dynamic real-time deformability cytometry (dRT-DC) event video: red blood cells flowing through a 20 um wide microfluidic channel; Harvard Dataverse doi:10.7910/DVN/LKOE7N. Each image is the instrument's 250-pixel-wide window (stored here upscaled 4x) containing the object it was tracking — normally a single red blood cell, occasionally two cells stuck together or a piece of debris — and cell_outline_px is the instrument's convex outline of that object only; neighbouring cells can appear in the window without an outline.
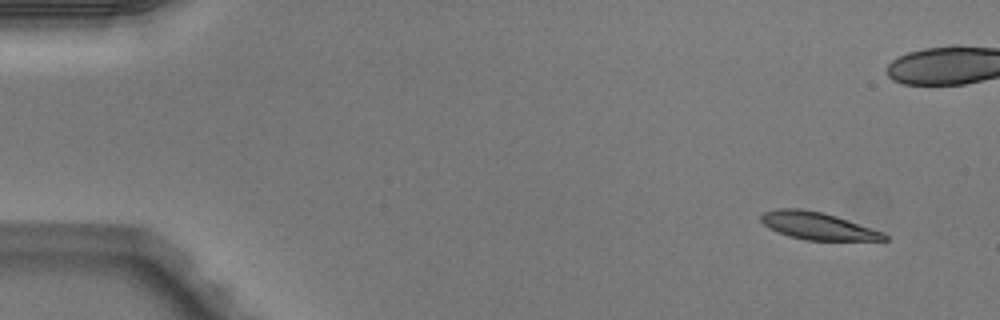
{"species": "Egyptian fruit bat (a non-hibernating species)", "species_latin": "Rousettus aegyptiacus", "temperature_condition": "warm", "stored_images_in_passage": 49, "camera_frame_rate_fps": 3000, "um_per_image_px": 0.085, "animal": {"sex": "male"}, "frame": {"image": 1, "passage_image": 1, "time_ms": 0.0, "image_size_px": [1000, 320], "cell_outline_px": [[888, 240], [804, 240], [788, 236], [768, 228], [760, 220], [760, 216], [764, 212], [776, 208], [800, 208], [824, 212], [884, 232], [888, 236]], "centroid_in_image_um": [69.48, 19.19], "position_along_channel_um": 15.5, "area_um2": 19.77}}
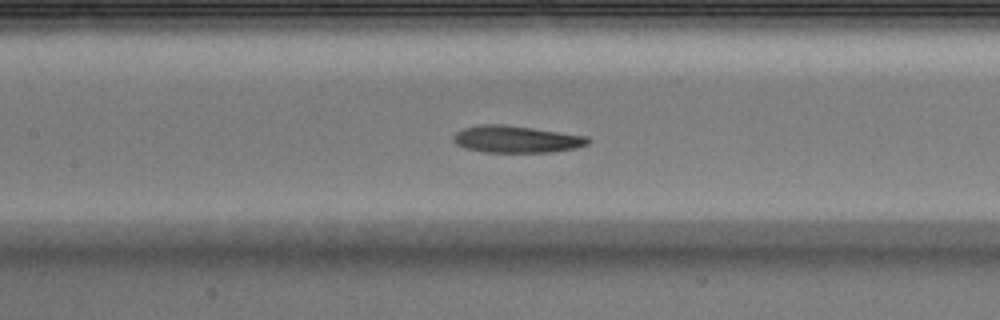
{"frame": {"image": 2, "passage_image": 21, "time_ms": 6.667, "image_size_px": [1000, 320], "cell_outline_px": [[592, 140], [588, 144], [576, 148], [552, 152], [484, 152], [464, 148], [456, 144], [452, 140], [452, 136], [456, 132], [464, 128], [480, 124], [504, 124], [588, 136]], "centroid_in_image_um": [43.88, 11.83], "position_along_channel_um": 163.5, "area_um2": 21.33}}
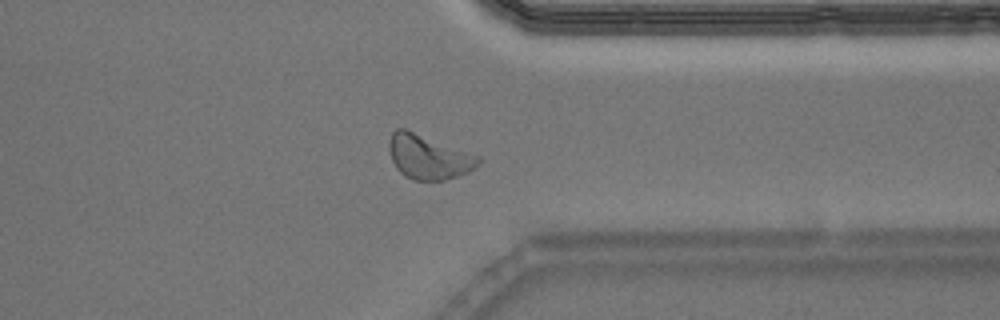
{"frame": {"image": 3, "passage_image": 37, "time_ms": 12.0, "image_size_px": [1000, 320], "cell_outline_px": [[480, 164], [468, 172], [444, 180], [412, 180], [404, 176], [396, 168], [392, 160], [388, 148], [388, 140], [392, 132], [396, 128], [404, 128], [480, 156]], "centroid_in_image_um": [36.39, 13.34], "position_along_channel_um": 375.0, "area_um2": 23.06}, "authors_computed_cell_mechanics": {"area_um2": 21.4438, "velocity_mm_per_s": 4.0143, "shape_relaxation_time_tau1_ms": 4.4755, "shape_relaxation_time_tau2_ms": 1.7533, "deformation_change_tau1": 0.1549, "deformation_change_tau2": 0.1069}}